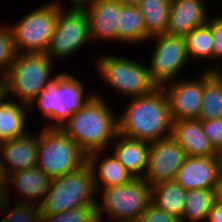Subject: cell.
<instances>
[{
	"mask_svg": "<svg viewBox=\"0 0 222 222\" xmlns=\"http://www.w3.org/2000/svg\"><path fill=\"white\" fill-rule=\"evenodd\" d=\"M60 128L86 155L107 151L118 134V116L97 92ZM111 142V143H110Z\"/></svg>",
	"mask_w": 222,
	"mask_h": 222,
	"instance_id": "6da1fadb",
	"label": "cell"
},
{
	"mask_svg": "<svg viewBox=\"0 0 222 222\" xmlns=\"http://www.w3.org/2000/svg\"><path fill=\"white\" fill-rule=\"evenodd\" d=\"M130 99L125 113L118 117V134L149 143L171 135L173 121L161 87Z\"/></svg>",
	"mask_w": 222,
	"mask_h": 222,
	"instance_id": "7a4b0ae2",
	"label": "cell"
},
{
	"mask_svg": "<svg viewBox=\"0 0 222 222\" xmlns=\"http://www.w3.org/2000/svg\"><path fill=\"white\" fill-rule=\"evenodd\" d=\"M72 75L67 72L55 74L28 105L29 110L38 105L46 120L50 119L45 128H61L94 96V92L87 95L84 83Z\"/></svg>",
	"mask_w": 222,
	"mask_h": 222,
	"instance_id": "3957f363",
	"label": "cell"
},
{
	"mask_svg": "<svg viewBox=\"0 0 222 222\" xmlns=\"http://www.w3.org/2000/svg\"><path fill=\"white\" fill-rule=\"evenodd\" d=\"M96 193L92 169L85 164L74 172L52 179L39 204L41 215H56L84 206H96Z\"/></svg>",
	"mask_w": 222,
	"mask_h": 222,
	"instance_id": "277c9868",
	"label": "cell"
},
{
	"mask_svg": "<svg viewBox=\"0 0 222 222\" xmlns=\"http://www.w3.org/2000/svg\"><path fill=\"white\" fill-rule=\"evenodd\" d=\"M37 133L36 167L46 176L58 178L87 164L85 152L60 128H43Z\"/></svg>",
	"mask_w": 222,
	"mask_h": 222,
	"instance_id": "5b68a950",
	"label": "cell"
},
{
	"mask_svg": "<svg viewBox=\"0 0 222 222\" xmlns=\"http://www.w3.org/2000/svg\"><path fill=\"white\" fill-rule=\"evenodd\" d=\"M52 62L46 53H17L11 67L3 75L7 97L13 95L19 103L29 105L52 79Z\"/></svg>",
	"mask_w": 222,
	"mask_h": 222,
	"instance_id": "8992f818",
	"label": "cell"
},
{
	"mask_svg": "<svg viewBox=\"0 0 222 222\" xmlns=\"http://www.w3.org/2000/svg\"><path fill=\"white\" fill-rule=\"evenodd\" d=\"M95 58L94 63L103 81L123 97H140L153 92L157 85L152 81L145 64L114 54Z\"/></svg>",
	"mask_w": 222,
	"mask_h": 222,
	"instance_id": "52a82bcc",
	"label": "cell"
},
{
	"mask_svg": "<svg viewBox=\"0 0 222 222\" xmlns=\"http://www.w3.org/2000/svg\"><path fill=\"white\" fill-rule=\"evenodd\" d=\"M100 192V203L99 200L96 203L98 222L102 221L104 211L113 219L112 222L139 219L151 202V186L144 178L134 177L126 184L101 189Z\"/></svg>",
	"mask_w": 222,
	"mask_h": 222,
	"instance_id": "ba28073f",
	"label": "cell"
},
{
	"mask_svg": "<svg viewBox=\"0 0 222 222\" xmlns=\"http://www.w3.org/2000/svg\"><path fill=\"white\" fill-rule=\"evenodd\" d=\"M59 7L46 3L10 24L17 53H45L54 32Z\"/></svg>",
	"mask_w": 222,
	"mask_h": 222,
	"instance_id": "9c48e42d",
	"label": "cell"
},
{
	"mask_svg": "<svg viewBox=\"0 0 222 222\" xmlns=\"http://www.w3.org/2000/svg\"><path fill=\"white\" fill-rule=\"evenodd\" d=\"M55 4L59 7V13L50 44L45 53L53 60H60L72 56L91 40L85 11L69 8L66 10L62 5L64 2L61 3L58 0Z\"/></svg>",
	"mask_w": 222,
	"mask_h": 222,
	"instance_id": "30bf717a",
	"label": "cell"
},
{
	"mask_svg": "<svg viewBox=\"0 0 222 222\" xmlns=\"http://www.w3.org/2000/svg\"><path fill=\"white\" fill-rule=\"evenodd\" d=\"M150 38L148 41L156 40V43L147 67L152 81L161 87L177 80L179 73L188 64L185 37L163 33Z\"/></svg>",
	"mask_w": 222,
	"mask_h": 222,
	"instance_id": "8fae6325",
	"label": "cell"
},
{
	"mask_svg": "<svg viewBox=\"0 0 222 222\" xmlns=\"http://www.w3.org/2000/svg\"><path fill=\"white\" fill-rule=\"evenodd\" d=\"M186 157L183 148L171 135L151 142L143 178L150 186L160 182L174 181Z\"/></svg>",
	"mask_w": 222,
	"mask_h": 222,
	"instance_id": "7c38bea8",
	"label": "cell"
},
{
	"mask_svg": "<svg viewBox=\"0 0 222 222\" xmlns=\"http://www.w3.org/2000/svg\"><path fill=\"white\" fill-rule=\"evenodd\" d=\"M180 79L182 77L161 86L172 121L198 119L203 98L204 72L200 78Z\"/></svg>",
	"mask_w": 222,
	"mask_h": 222,
	"instance_id": "4fadbf2b",
	"label": "cell"
},
{
	"mask_svg": "<svg viewBox=\"0 0 222 222\" xmlns=\"http://www.w3.org/2000/svg\"><path fill=\"white\" fill-rule=\"evenodd\" d=\"M222 179L220 156H187L174 181L184 190L216 189Z\"/></svg>",
	"mask_w": 222,
	"mask_h": 222,
	"instance_id": "5bb4252c",
	"label": "cell"
},
{
	"mask_svg": "<svg viewBox=\"0 0 222 222\" xmlns=\"http://www.w3.org/2000/svg\"><path fill=\"white\" fill-rule=\"evenodd\" d=\"M90 40L118 41L120 4L115 0H94L85 10Z\"/></svg>",
	"mask_w": 222,
	"mask_h": 222,
	"instance_id": "9a60e30c",
	"label": "cell"
},
{
	"mask_svg": "<svg viewBox=\"0 0 222 222\" xmlns=\"http://www.w3.org/2000/svg\"><path fill=\"white\" fill-rule=\"evenodd\" d=\"M204 0H172L166 34L185 37L209 19Z\"/></svg>",
	"mask_w": 222,
	"mask_h": 222,
	"instance_id": "2e32d148",
	"label": "cell"
},
{
	"mask_svg": "<svg viewBox=\"0 0 222 222\" xmlns=\"http://www.w3.org/2000/svg\"><path fill=\"white\" fill-rule=\"evenodd\" d=\"M0 154L8 175L36 167L38 134L27 132L23 136L1 143Z\"/></svg>",
	"mask_w": 222,
	"mask_h": 222,
	"instance_id": "e0dca14e",
	"label": "cell"
},
{
	"mask_svg": "<svg viewBox=\"0 0 222 222\" xmlns=\"http://www.w3.org/2000/svg\"><path fill=\"white\" fill-rule=\"evenodd\" d=\"M171 136L190 157L220 156L202 130L198 119L177 120L172 122Z\"/></svg>",
	"mask_w": 222,
	"mask_h": 222,
	"instance_id": "ac0fdd59",
	"label": "cell"
},
{
	"mask_svg": "<svg viewBox=\"0 0 222 222\" xmlns=\"http://www.w3.org/2000/svg\"><path fill=\"white\" fill-rule=\"evenodd\" d=\"M104 152L105 150L96 151L87 155V164L92 169L95 189L96 192L98 191L97 194L100 193V189L121 186L134 178L132 174L119 163L114 154L103 156ZM102 153L103 155H101ZM99 155L100 157H104L100 163L98 161L100 160ZM98 179L101 180V183Z\"/></svg>",
	"mask_w": 222,
	"mask_h": 222,
	"instance_id": "d6986e66",
	"label": "cell"
},
{
	"mask_svg": "<svg viewBox=\"0 0 222 222\" xmlns=\"http://www.w3.org/2000/svg\"><path fill=\"white\" fill-rule=\"evenodd\" d=\"M112 153L119 163L135 178H143L148 160L150 143L143 140L130 139L117 134Z\"/></svg>",
	"mask_w": 222,
	"mask_h": 222,
	"instance_id": "ffe728a7",
	"label": "cell"
},
{
	"mask_svg": "<svg viewBox=\"0 0 222 222\" xmlns=\"http://www.w3.org/2000/svg\"><path fill=\"white\" fill-rule=\"evenodd\" d=\"M51 181L50 177L39 168L34 167L10 174L7 186L12 185L16 189V193L21 197L20 200L18 198V202L39 205L48 191Z\"/></svg>",
	"mask_w": 222,
	"mask_h": 222,
	"instance_id": "44dd1931",
	"label": "cell"
},
{
	"mask_svg": "<svg viewBox=\"0 0 222 222\" xmlns=\"http://www.w3.org/2000/svg\"><path fill=\"white\" fill-rule=\"evenodd\" d=\"M27 111L28 105L9 100L7 96L0 102V144L28 132L25 128Z\"/></svg>",
	"mask_w": 222,
	"mask_h": 222,
	"instance_id": "7402d4cb",
	"label": "cell"
},
{
	"mask_svg": "<svg viewBox=\"0 0 222 222\" xmlns=\"http://www.w3.org/2000/svg\"><path fill=\"white\" fill-rule=\"evenodd\" d=\"M222 118V68L216 65L204 71V86L198 120Z\"/></svg>",
	"mask_w": 222,
	"mask_h": 222,
	"instance_id": "603a6c76",
	"label": "cell"
},
{
	"mask_svg": "<svg viewBox=\"0 0 222 222\" xmlns=\"http://www.w3.org/2000/svg\"><path fill=\"white\" fill-rule=\"evenodd\" d=\"M118 41L133 44L146 42L144 17L136 5H121L119 11Z\"/></svg>",
	"mask_w": 222,
	"mask_h": 222,
	"instance_id": "cb8c5ba5",
	"label": "cell"
},
{
	"mask_svg": "<svg viewBox=\"0 0 222 222\" xmlns=\"http://www.w3.org/2000/svg\"><path fill=\"white\" fill-rule=\"evenodd\" d=\"M186 195L187 190L175 181L160 182L151 186V202L178 218L182 215Z\"/></svg>",
	"mask_w": 222,
	"mask_h": 222,
	"instance_id": "d4e9b609",
	"label": "cell"
},
{
	"mask_svg": "<svg viewBox=\"0 0 222 222\" xmlns=\"http://www.w3.org/2000/svg\"><path fill=\"white\" fill-rule=\"evenodd\" d=\"M172 0H140L137 5L144 17L146 41L165 33Z\"/></svg>",
	"mask_w": 222,
	"mask_h": 222,
	"instance_id": "484cf974",
	"label": "cell"
},
{
	"mask_svg": "<svg viewBox=\"0 0 222 222\" xmlns=\"http://www.w3.org/2000/svg\"><path fill=\"white\" fill-rule=\"evenodd\" d=\"M216 198V189L188 190L181 222H204Z\"/></svg>",
	"mask_w": 222,
	"mask_h": 222,
	"instance_id": "4316f807",
	"label": "cell"
},
{
	"mask_svg": "<svg viewBox=\"0 0 222 222\" xmlns=\"http://www.w3.org/2000/svg\"><path fill=\"white\" fill-rule=\"evenodd\" d=\"M186 51L189 60L197 58L213 61V36L210 28V18L208 21L194 28L185 36ZM204 58V59H203Z\"/></svg>",
	"mask_w": 222,
	"mask_h": 222,
	"instance_id": "83f0119b",
	"label": "cell"
},
{
	"mask_svg": "<svg viewBox=\"0 0 222 222\" xmlns=\"http://www.w3.org/2000/svg\"><path fill=\"white\" fill-rule=\"evenodd\" d=\"M10 196V191L6 192L7 199L1 210V213L6 214L0 222H40L41 212L38 204L16 202L12 207ZM9 207L12 209L10 210Z\"/></svg>",
	"mask_w": 222,
	"mask_h": 222,
	"instance_id": "f1b7e54d",
	"label": "cell"
},
{
	"mask_svg": "<svg viewBox=\"0 0 222 222\" xmlns=\"http://www.w3.org/2000/svg\"><path fill=\"white\" fill-rule=\"evenodd\" d=\"M17 56L10 25H0V75H4Z\"/></svg>",
	"mask_w": 222,
	"mask_h": 222,
	"instance_id": "f546056e",
	"label": "cell"
},
{
	"mask_svg": "<svg viewBox=\"0 0 222 222\" xmlns=\"http://www.w3.org/2000/svg\"><path fill=\"white\" fill-rule=\"evenodd\" d=\"M40 222H98L96 206H84L56 215H41Z\"/></svg>",
	"mask_w": 222,
	"mask_h": 222,
	"instance_id": "4dcf8cb0",
	"label": "cell"
},
{
	"mask_svg": "<svg viewBox=\"0 0 222 222\" xmlns=\"http://www.w3.org/2000/svg\"><path fill=\"white\" fill-rule=\"evenodd\" d=\"M200 121L203 133L210 141L214 150L220 155L222 153V118Z\"/></svg>",
	"mask_w": 222,
	"mask_h": 222,
	"instance_id": "1f68e13d",
	"label": "cell"
},
{
	"mask_svg": "<svg viewBox=\"0 0 222 222\" xmlns=\"http://www.w3.org/2000/svg\"><path fill=\"white\" fill-rule=\"evenodd\" d=\"M139 219L141 222H181L180 218L168 214L152 202L148 204Z\"/></svg>",
	"mask_w": 222,
	"mask_h": 222,
	"instance_id": "d6a6232c",
	"label": "cell"
},
{
	"mask_svg": "<svg viewBox=\"0 0 222 222\" xmlns=\"http://www.w3.org/2000/svg\"><path fill=\"white\" fill-rule=\"evenodd\" d=\"M210 28L213 36V60L222 59V16L210 17Z\"/></svg>",
	"mask_w": 222,
	"mask_h": 222,
	"instance_id": "836d02e7",
	"label": "cell"
},
{
	"mask_svg": "<svg viewBox=\"0 0 222 222\" xmlns=\"http://www.w3.org/2000/svg\"><path fill=\"white\" fill-rule=\"evenodd\" d=\"M206 220L209 222H222V203L217 200L214 202Z\"/></svg>",
	"mask_w": 222,
	"mask_h": 222,
	"instance_id": "e575fe53",
	"label": "cell"
},
{
	"mask_svg": "<svg viewBox=\"0 0 222 222\" xmlns=\"http://www.w3.org/2000/svg\"><path fill=\"white\" fill-rule=\"evenodd\" d=\"M8 177L7 171L5 170V166L2 162V158L0 156V188L5 189L8 192Z\"/></svg>",
	"mask_w": 222,
	"mask_h": 222,
	"instance_id": "d590c367",
	"label": "cell"
},
{
	"mask_svg": "<svg viewBox=\"0 0 222 222\" xmlns=\"http://www.w3.org/2000/svg\"><path fill=\"white\" fill-rule=\"evenodd\" d=\"M73 10H85L94 0H68Z\"/></svg>",
	"mask_w": 222,
	"mask_h": 222,
	"instance_id": "8d00e7d4",
	"label": "cell"
},
{
	"mask_svg": "<svg viewBox=\"0 0 222 222\" xmlns=\"http://www.w3.org/2000/svg\"><path fill=\"white\" fill-rule=\"evenodd\" d=\"M7 96L5 77L0 75V102Z\"/></svg>",
	"mask_w": 222,
	"mask_h": 222,
	"instance_id": "74e56055",
	"label": "cell"
},
{
	"mask_svg": "<svg viewBox=\"0 0 222 222\" xmlns=\"http://www.w3.org/2000/svg\"><path fill=\"white\" fill-rule=\"evenodd\" d=\"M6 199V190L0 188V211L3 209Z\"/></svg>",
	"mask_w": 222,
	"mask_h": 222,
	"instance_id": "f35d334b",
	"label": "cell"
},
{
	"mask_svg": "<svg viewBox=\"0 0 222 222\" xmlns=\"http://www.w3.org/2000/svg\"><path fill=\"white\" fill-rule=\"evenodd\" d=\"M121 5H138L140 0H115Z\"/></svg>",
	"mask_w": 222,
	"mask_h": 222,
	"instance_id": "ab89813d",
	"label": "cell"
},
{
	"mask_svg": "<svg viewBox=\"0 0 222 222\" xmlns=\"http://www.w3.org/2000/svg\"><path fill=\"white\" fill-rule=\"evenodd\" d=\"M216 198H217V201L222 203V179L220 181V184L216 188Z\"/></svg>",
	"mask_w": 222,
	"mask_h": 222,
	"instance_id": "60d3db41",
	"label": "cell"
},
{
	"mask_svg": "<svg viewBox=\"0 0 222 222\" xmlns=\"http://www.w3.org/2000/svg\"><path fill=\"white\" fill-rule=\"evenodd\" d=\"M123 222H141L140 219H134V220H127V221H123Z\"/></svg>",
	"mask_w": 222,
	"mask_h": 222,
	"instance_id": "b9f144b4",
	"label": "cell"
},
{
	"mask_svg": "<svg viewBox=\"0 0 222 222\" xmlns=\"http://www.w3.org/2000/svg\"><path fill=\"white\" fill-rule=\"evenodd\" d=\"M220 161H221V167H222V153L220 154Z\"/></svg>",
	"mask_w": 222,
	"mask_h": 222,
	"instance_id": "7bdbcfd3",
	"label": "cell"
}]
</instances>
